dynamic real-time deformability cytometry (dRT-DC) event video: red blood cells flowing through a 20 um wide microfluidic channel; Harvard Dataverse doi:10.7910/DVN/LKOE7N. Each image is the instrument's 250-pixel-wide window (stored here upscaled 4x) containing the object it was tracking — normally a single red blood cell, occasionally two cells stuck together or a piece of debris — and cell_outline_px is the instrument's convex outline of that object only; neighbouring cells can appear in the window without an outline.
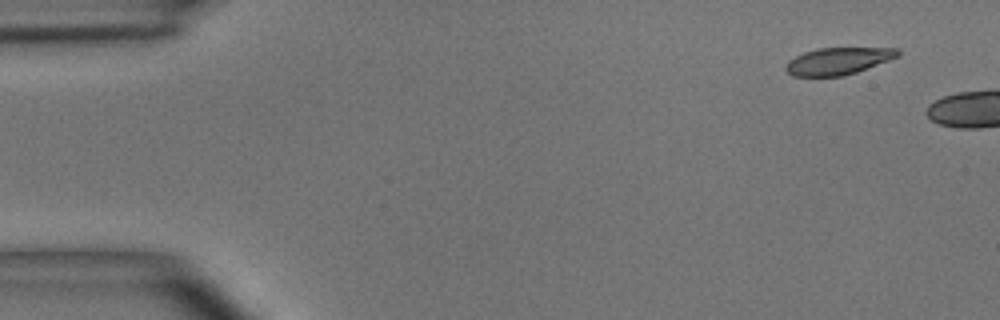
{"species": "common noctule bat (a hibernating species)", "species_latin": "Nyctalus noctula", "temperature_condition": "room temperature", "stored_images_in_passage": 3, "camera_frame_rate_fps": 3000, "um_per_image_px": 0.085, "animal": {"sex": "male", "body_mass_g": 15.6}, "frame": {"image": 1, "passage_image": 1, "time_ms": 0.0, "image_size_px": [1000, 320], "cell_outline_px": [[900, 56], [856, 72], [840, 76], [792, 76], [784, 68], [788, 60], [804, 52], [816, 48], [896, 48], [900, 52]], "centroid_in_image_um": [71.22, 5.18], "position_along_channel_um": 13.8, "area_um2": 17.57}}